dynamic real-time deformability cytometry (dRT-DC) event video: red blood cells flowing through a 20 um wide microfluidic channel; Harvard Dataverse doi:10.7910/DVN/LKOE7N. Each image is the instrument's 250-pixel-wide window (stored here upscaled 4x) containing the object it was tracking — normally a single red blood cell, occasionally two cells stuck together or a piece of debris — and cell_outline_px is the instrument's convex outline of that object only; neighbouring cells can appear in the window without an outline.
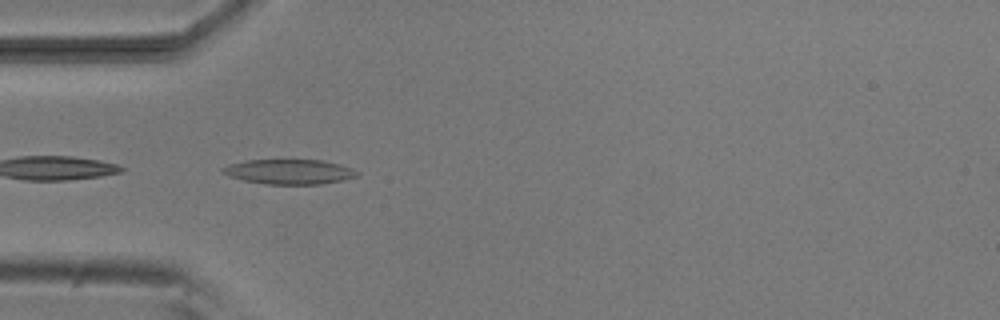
{"species": "common noctule bat (a hibernating species)", "species_latin": "Nyctalus noctula", "temperature_condition": "room temperature", "stored_images_in_passage": 12, "camera_frame_rate_fps": 3000, "um_per_image_px": 0.085, "animal": {"sex": "male", "body_mass_g": 20.5, "forearm_length_mm": 52.5}, "frame": {"image": 1, "passage_image": 9, "time_ms": 2.667, "image_size_px": [1000, 320], "cell_outline_px": [[360, 176], [344, 180], [320, 184], [264, 184], [244, 180], [228, 176], [220, 172], [220, 168], [228, 164], [248, 160], [324, 160], [340, 164], [352, 168], [360, 172]], "centroid_in_image_um": [24.6, 14.59], "position_along_channel_um": 60.4, "area_um2": 19.71}}